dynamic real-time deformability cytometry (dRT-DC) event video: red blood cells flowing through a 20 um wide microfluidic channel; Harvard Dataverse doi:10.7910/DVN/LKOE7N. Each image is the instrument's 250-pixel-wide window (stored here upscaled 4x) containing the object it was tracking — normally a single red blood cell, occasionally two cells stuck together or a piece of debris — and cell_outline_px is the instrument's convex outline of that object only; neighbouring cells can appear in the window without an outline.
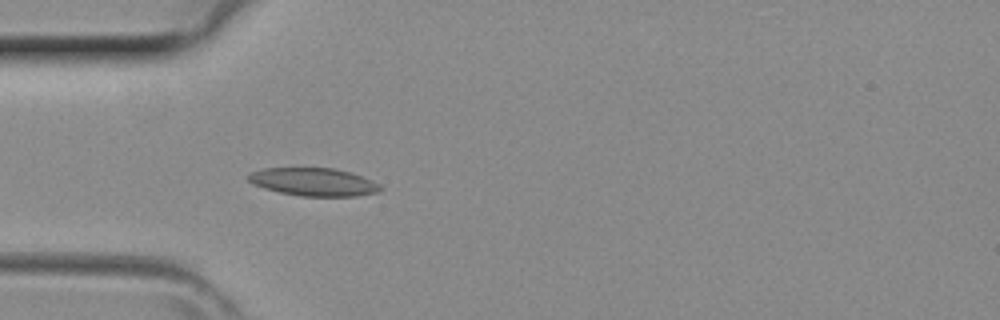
{"species": "common noctule bat (a hibernating species)", "species_latin": "Nyctalus noctula", "temperature_condition": "room temperature", "stored_images_in_passage": 41, "camera_frame_rate_fps": 3000, "um_per_image_px": 0.085, "animal": {"sex": "female", "body_mass_g": 29.2, "forearm_length_mm": 56.3}, "frame": {"image": 1, "passage_image": 12, "time_ms": 3.667, "image_size_px": [1000, 320], "cell_outline_px": [[384, 188], [380, 192], [356, 196], [300, 196], [280, 192], [264, 188], [252, 184], [248, 180], [248, 176], [252, 172], [264, 168], [332, 168], [352, 172], [380, 184]], "centroid_in_image_um": [26.7, 15.47], "position_along_channel_um": 58.3, "area_um2": 21.56}}
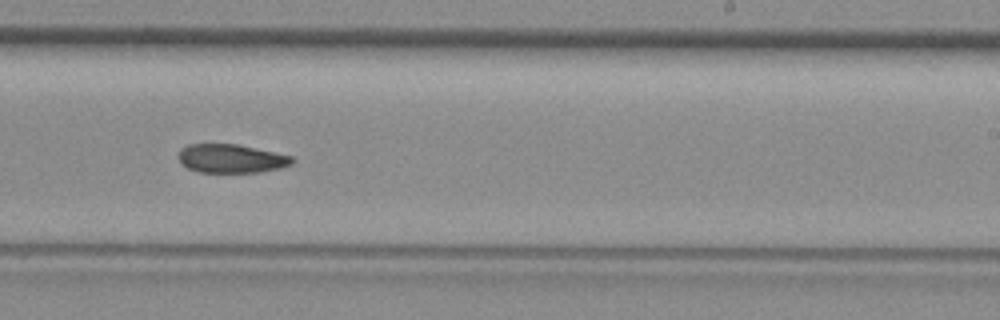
{"frame": {"image": 2, "passage_image": 25, "time_ms": 8.0, "image_size_px": [1000, 320], "cell_outline_px": [[296, 160], [292, 164], [280, 168], [260, 172], [200, 172], [188, 168], [180, 164], [176, 156], [180, 148], [188, 144], [236, 144], [292, 156]], "centroid_in_image_um": [19.6, 13.48], "position_along_channel_um": 269.4, "area_um2": 19.13}}
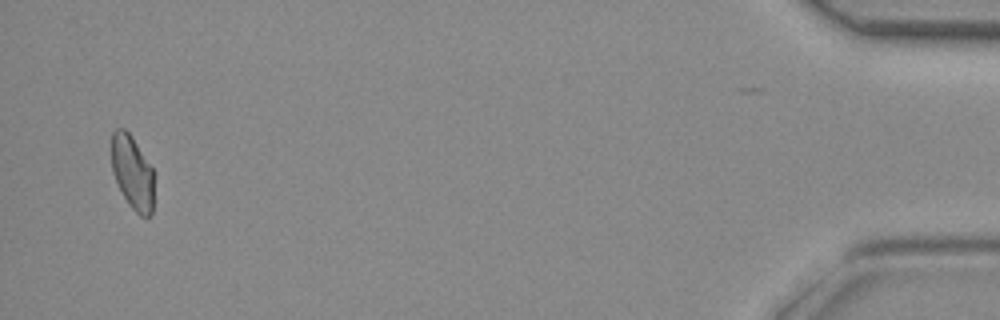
{"frame": {"image": 3, "passage_image": 40, "time_ms": 13.0, "image_size_px": [1000, 320], "cell_outline_px": [[152, 212], [148, 220], [140, 216], [128, 204], [112, 172], [112, 132], [116, 128], [124, 128], [132, 136], [152, 168]], "centroid_in_image_um": [11.24, 14.66], "position_along_channel_um": 424.0, "area_um2": 18.03}}